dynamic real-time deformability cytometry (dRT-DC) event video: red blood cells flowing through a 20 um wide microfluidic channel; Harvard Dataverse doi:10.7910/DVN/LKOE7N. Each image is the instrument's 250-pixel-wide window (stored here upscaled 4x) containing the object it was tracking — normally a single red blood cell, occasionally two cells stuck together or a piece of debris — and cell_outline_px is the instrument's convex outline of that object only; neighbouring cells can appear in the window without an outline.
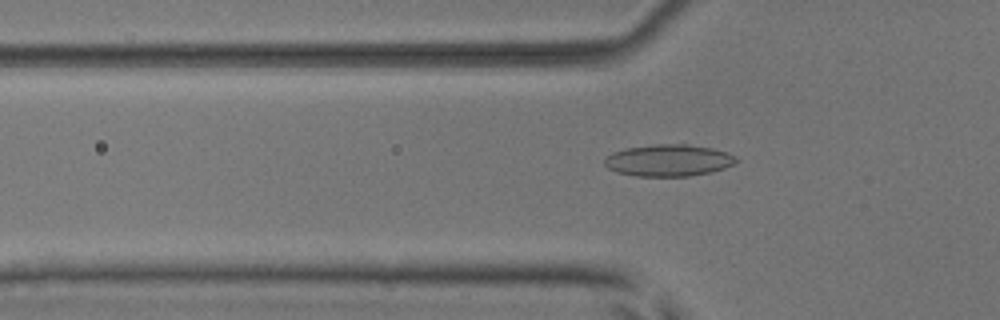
{"species": "common noctule bat (a hibernating species)", "species_latin": "Nyctalus noctula", "temperature_condition": "room temperature", "stored_images_in_passage": 52, "camera_frame_rate_fps": 3000, "um_per_image_px": 0.085, "animal": {"sex": "male", "body_mass_g": 17.9, "forearm_length_mm": 54.2}, "frame": {"image": 1, "passage_image": 18, "time_ms": 5.667, "image_size_px": [1000, 320], "cell_outline_px": [[736, 160], [732, 164], [724, 168], [712, 172], [688, 176], [636, 176], [616, 172], [608, 168], [604, 164], [604, 160], [612, 152], [624, 148], [656, 144], [688, 144], [712, 148], [728, 152], [736, 156]], "centroid_in_image_um": [56.81, 13.62], "position_along_channel_um": 69.0, "area_um2": 24.45}}
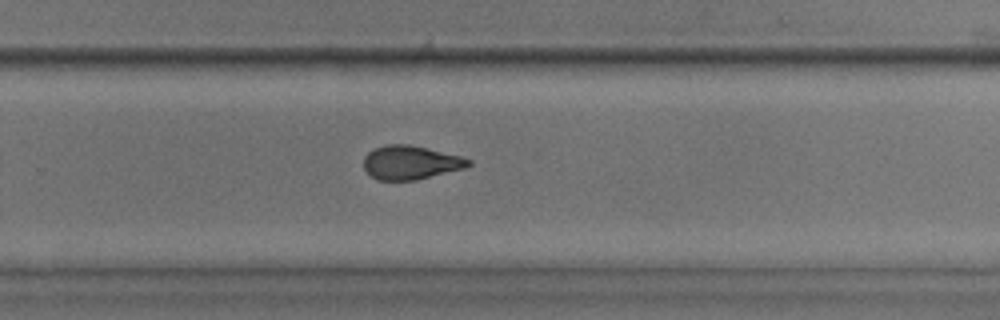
{"frame": {"image": 2, "passage_image": 35, "time_ms": 11.333, "image_size_px": [1000, 320], "cell_outline_px": [[472, 164], [464, 168], [416, 180], [376, 180], [364, 168], [364, 156], [368, 152], [376, 148], [388, 144], [408, 144], [460, 156], [472, 160]], "centroid_in_image_um": [34.89, 13.82], "position_along_channel_um": 294.9, "area_um2": 20.4}}
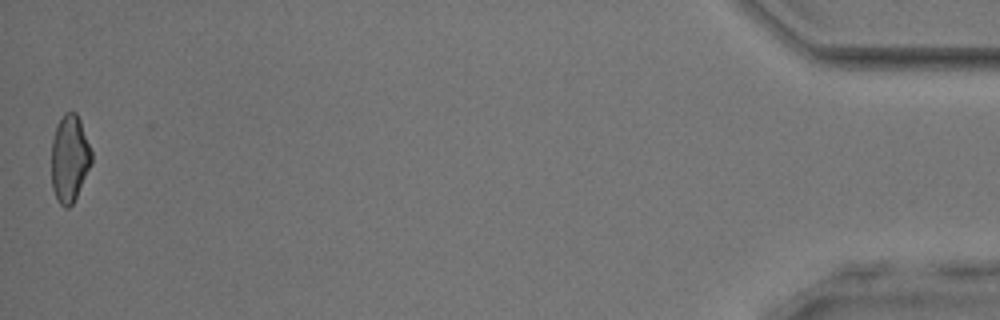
{"frame": {"image": 3, "passage_image": 52, "time_ms": 17.0, "image_size_px": [1000, 320], "cell_outline_px": [[92, 164], [72, 204], [68, 208], [64, 208], [60, 204], [52, 188], [52, 140], [56, 124], [64, 112], [76, 112], [80, 120], [92, 152]], "centroid_in_image_um": [5.91, 13.45], "position_along_channel_um": 429.3, "area_um2": 20.35}, "authors_computed_cell_mechanics": {"area_um2": 21.4727, "velocity_mm_per_s": 4.0015, "shape_relaxation_time_tau1_ms": 7.3139, "shape_relaxation_time_tau2_ms": 1.1666, "deformation_change_tau1": 0.189, "deformation_change_tau2": 0.0755}}